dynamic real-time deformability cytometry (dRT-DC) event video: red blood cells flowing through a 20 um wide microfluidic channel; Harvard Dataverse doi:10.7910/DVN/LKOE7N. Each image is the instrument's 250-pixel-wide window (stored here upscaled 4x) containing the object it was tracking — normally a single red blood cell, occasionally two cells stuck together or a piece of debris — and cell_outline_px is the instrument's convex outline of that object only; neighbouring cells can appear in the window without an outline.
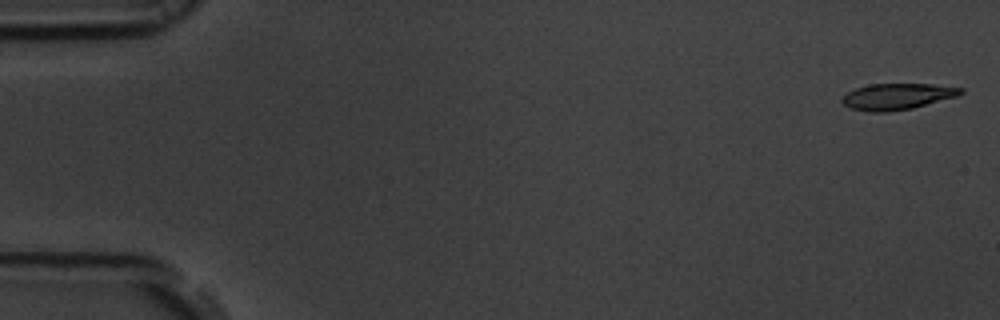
{"species": "common noctule bat (a hibernating species)", "species_latin": "Nyctalus noctula", "temperature_condition": "room temperature", "stored_images_in_passage": 54, "camera_frame_rate_fps": 3000, "um_per_image_px": 0.085, "animal": {"sex": "male", "body_mass_g": 19.5, "forearm_length_mm": 54.6}, "frame": {"image": 1, "passage_image": 1, "time_ms": 0.0, "image_size_px": [1000, 320], "cell_outline_px": [[964, 92], [956, 96], [912, 108], [884, 112], [868, 112], [852, 108], [844, 104], [840, 100], [848, 92], [856, 88], [868, 84], [932, 84], [964, 88]], "centroid_in_image_um": [76.25, 8.19], "position_along_channel_um": 8.7, "area_um2": 17.92}}
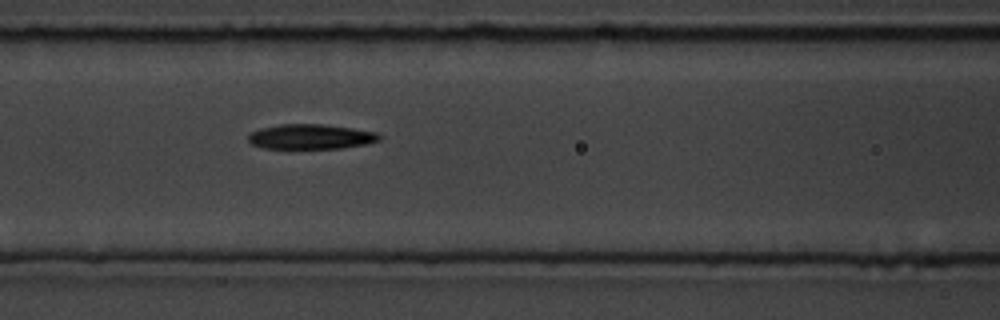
{"frame": {"image": 2, "passage_image": 23, "time_ms": 7.333, "image_size_px": [1000, 320], "cell_outline_px": [[384, 136], [380, 140], [368, 144], [344, 148], [264, 148], [252, 144], [248, 140], [248, 136], [252, 132], [260, 128], [280, 124], [324, 124], [352, 128], [376, 132]], "centroid_in_image_um": [26.47, 11.61], "position_along_channel_um": 140.1, "area_um2": 19.13}}
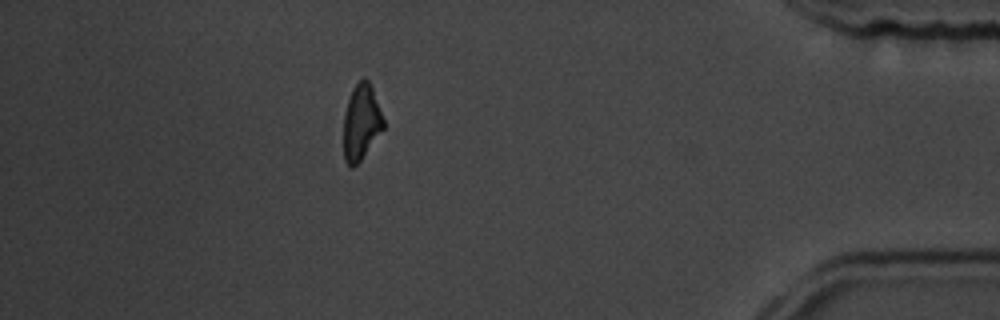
{"frame": {"image": 3, "passage_image": 48, "time_ms": 15.667, "image_size_px": [1000, 320], "cell_outline_px": [[384, 128], [360, 160], [352, 168], [344, 160], [344, 112], [352, 88], [364, 76], [368, 80], [372, 88], [384, 120]], "centroid_in_image_um": [30.7, 10.37], "position_along_channel_um": 404.5, "area_um2": 17.34}, "authors_computed_cell_mechanics": {"area_um2": 18.9295, "velocity_mm_per_s": 3.7252, "shape_relaxation_time_tau1_ms": 2.8389, "shape_relaxation_time_tau2_ms": 7.0632, "deformation_change_tau1": 0.171, "deformation_change_tau2": 0.1868}}